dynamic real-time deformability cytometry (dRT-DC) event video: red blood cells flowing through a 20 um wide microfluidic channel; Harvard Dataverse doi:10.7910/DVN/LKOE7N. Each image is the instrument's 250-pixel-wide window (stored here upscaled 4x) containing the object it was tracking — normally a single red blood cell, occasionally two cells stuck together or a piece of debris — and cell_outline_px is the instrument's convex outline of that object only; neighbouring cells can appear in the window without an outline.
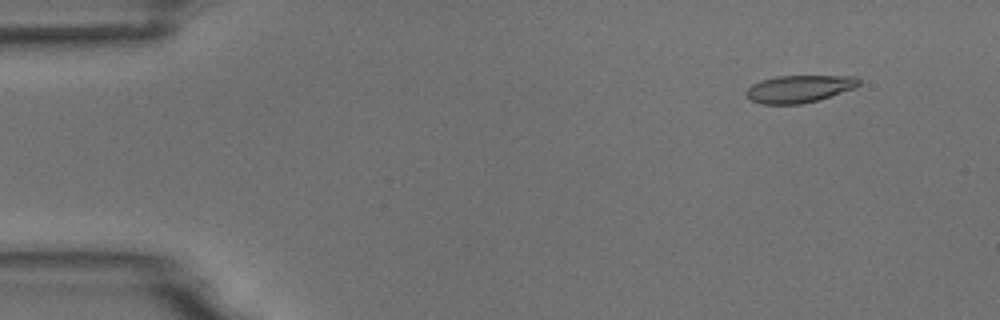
{"species": "common noctule bat (a hibernating species)", "species_latin": "Nyctalus noctula", "temperature_condition": "room temperature", "stored_images_in_passage": 5, "camera_frame_rate_fps": 3000, "um_per_image_px": 0.085, "animal": {"sex": "male", "body_mass_g": 18.8}, "frame": {"image": 1, "passage_image": 1, "time_ms": 0.0, "image_size_px": [1000, 320], "cell_outline_px": [[860, 84], [856, 88], [820, 100], [800, 104], [760, 104], [752, 100], [744, 92], [752, 84], [760, 80], [776, 76], [856, 76], [860, 80]], "centroid_in_image_um": [67.96, 7.55], "position_along_channel_um": 17.0, "area_um2": 18.15}}
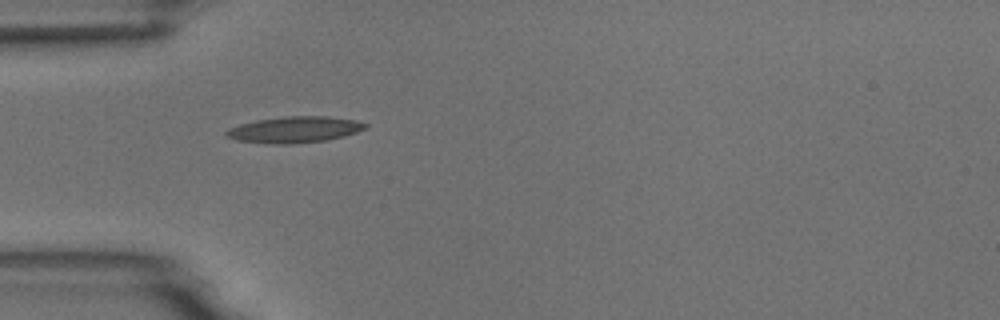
{"frame": {"image": 2, "passage_image": 4, "time_ms": 3.667, "image_size_px": [1000, 320], "cell_outline_px": [[368, 128], [344, 136], [324, 140], [292, 144], [276, 144], [236, 140], [228, 136], [224, 132], [228, 128], [240, 124], [256, 120], [284, 116], [328, 116], [356, 120], [368, 124]], "centroid_in_image_um": [25.05, 11.01], "position_along_channel_um": 59.9, "area_um2": 21.21}}